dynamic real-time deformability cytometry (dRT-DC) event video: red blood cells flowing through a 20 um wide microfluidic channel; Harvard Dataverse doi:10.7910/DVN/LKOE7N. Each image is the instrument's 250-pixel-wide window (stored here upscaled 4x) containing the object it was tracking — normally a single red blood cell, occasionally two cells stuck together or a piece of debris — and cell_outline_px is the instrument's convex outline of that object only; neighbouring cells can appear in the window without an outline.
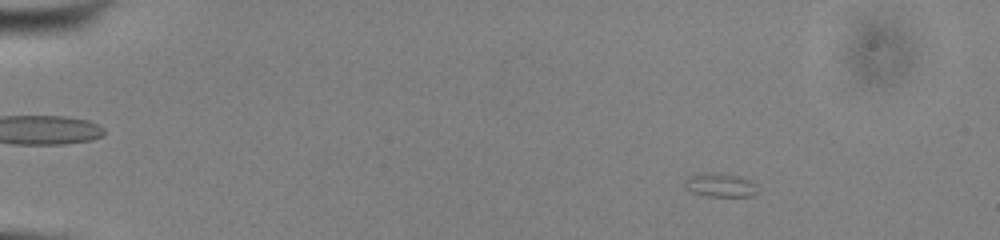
{"species": "common noctule bat (a hibernating species)", "species_latin": "Nyctalus noctula", "temperature_condition": "cold", "stored_images_in_passage": 51, "camera_frame_rate_fps": 3000, "um_per_image_px": 0.085, "animal": {"sex": "male", "body_mass_g": 13.0, "forearm_length_mm": 53.1}, "frame": {"image": 1, "passage_image": 5, "time_ms": 1.333, "image_size_px": [1000, 240], "cell_outline_px": [[756, 192], [752, 196], [708, 196], [692, 192], [684, 188], [684, 184], [688, 176], [704, 172], [720, 172], [736, 176], [748, 180], [756, 184]], "centroid_in_image_um": [61.16, 15.72], "position_along_channel_um": 23.8, "area_um2": 10.06}}
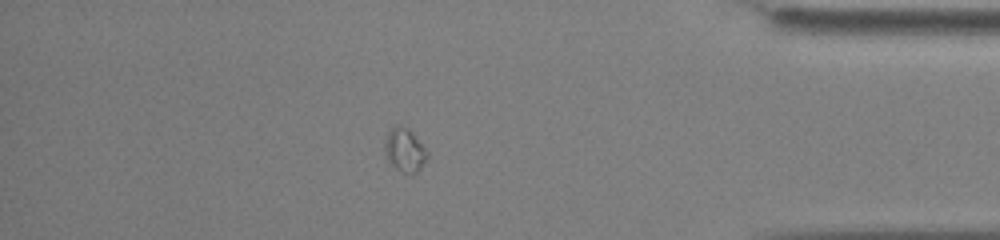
{"frame": {"image": 2, "passage_image": 44, "time_ms": 14.333, "image_size_px": [1000, 240], "cell_outline_px": [[428, 156], [420, 168], [416, 172], [400, 172], [388, 160], [384, 152], [384, 144], [388, 128], [396, 124], [400, 124], [408, 128], [412, 132], [428, 152]], "centroid_in_image_um": [34.36, 12.69], "position_along_channel_um": 400.8, "area_um2": 10.81}}